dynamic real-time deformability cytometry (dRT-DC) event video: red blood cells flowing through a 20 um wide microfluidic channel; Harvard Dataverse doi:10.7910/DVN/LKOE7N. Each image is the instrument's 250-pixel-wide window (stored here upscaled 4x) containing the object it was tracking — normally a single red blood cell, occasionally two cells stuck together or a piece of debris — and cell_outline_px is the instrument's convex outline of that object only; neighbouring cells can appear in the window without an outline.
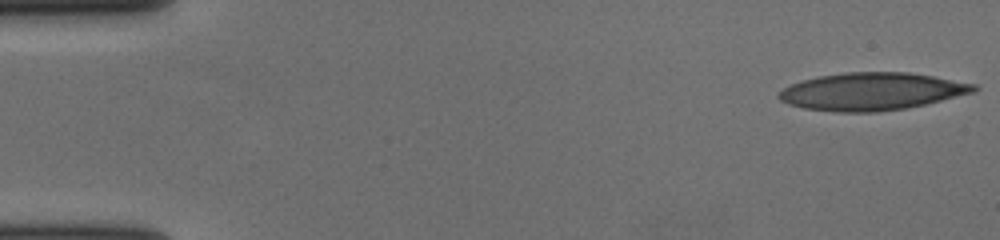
{"species": "human", "species_latin": "Homo sapiens", "temperature_condition": "cold", "stored_images_in_passage": 57, "camera_frame_rate_fps": 3000, "um_per_image_px": 0.085, "donor": {"sex": "female"}, "frame": {"image": 1, "passage_image": 1, "time_ms": 0.0, "image_size_px": [1000, 240], "cell_outline_px": [[980, 88], [972, 92], [924, 104], [904, 108], [876, 112], [836, 112], [804, 108], [780, 100], [776, 96], [784, 88], [792, 84], [804, 80], [820, 76], [848, 72], [908, 72], [932, 76], [976, 84]], "centroid_in_image_um": [74.09, 7.77], "position_along_channel_um": 10.9, "area_um2": 42.08}}
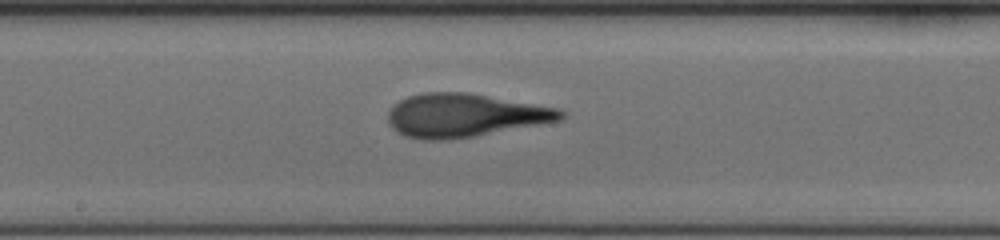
{"frame": {"image": 2, "passage_image": 30, "time_ms": 9.667, "image_size_px": [1000, 240], "cell_outline_px": [[564, 116], [560, 120], [540, 124], [472, 136], [448, 140], [420, 140], [404, 136], [396, 132], [388, 124], [388, 112], [400, 100], [408, 96], [424, 92], [468, 92], [560, 108], [564, 112]], "centroid_in_image_um": [39.46, 9.8], "position_along_channel_um": 208.7, "area_um2": 43.64}}
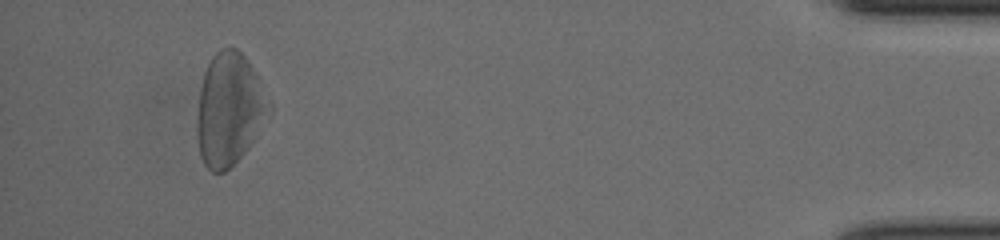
{"frame": {"image": 3, "passage_image": 53, "time_ms": 17.333, "image_size_px": [1000, 240], "cell_outline_px": [[264, 108], [252, 140], [240, 156], [224, 172], [212, 172], [204, 164], [200, 156], [196, 128], [200, 88], [204, 72], [212, 56], [220, 48], [236, 48], [248, 60], [252, 68]], "centroid_in_image_um": [19.31, 9.29], "position_along_channel_um": 415.9, "area_um2": 44.04}, "authors_computed_cell_mechanics": {"area_um2": 42.7142, "velocity_mm_per_s": 3.603, "shape_relaxation_time_tau1_ms": 4.9869, "shape_relaxation_time_tau2_ms": 1.9967, "deformation_change_tau1": 0.1793, "deformation_change_tau2": 0.1198}}